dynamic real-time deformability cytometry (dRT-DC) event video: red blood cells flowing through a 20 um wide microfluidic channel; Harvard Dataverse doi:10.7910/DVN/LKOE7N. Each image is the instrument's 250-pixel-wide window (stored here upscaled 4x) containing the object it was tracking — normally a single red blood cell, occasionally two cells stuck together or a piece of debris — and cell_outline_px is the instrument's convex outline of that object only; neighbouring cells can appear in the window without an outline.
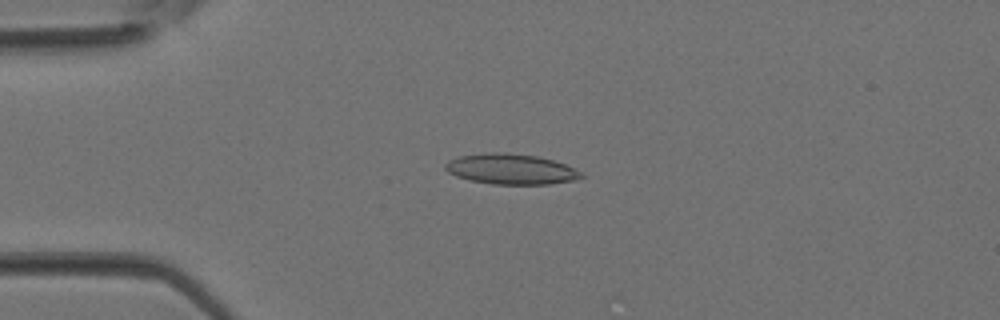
{"species": "Egyptian fruit bat (a non-hibernating species)", "species_latin": "Rousettus aegyptiacus", "temperature_condition": "room temperature", "stored_images_in_passage": 3, "camera_frame_rate_fps": 3000, "um_per_image_px": 0.085, "animal": {"sex": "female"}, "frame": {"image": 1, "passage_image": 3, "time_ms": 0.667, "image_size_px": [1000, 320], "cell_outline_px": [[584, 176], [576, 180], [548, 184], [492, 184], [468, 180], [456, 176], [448, 172], [444, 168], [444, 164], [448, 160], [460, 156], [492, 152], [504, 152], [540, 156], [564, 164], [584, 172]], "centroid_in_image_um": [43.44, 14.37], "position_along_channel_um": 41.6, "area_um2": 24.28}}